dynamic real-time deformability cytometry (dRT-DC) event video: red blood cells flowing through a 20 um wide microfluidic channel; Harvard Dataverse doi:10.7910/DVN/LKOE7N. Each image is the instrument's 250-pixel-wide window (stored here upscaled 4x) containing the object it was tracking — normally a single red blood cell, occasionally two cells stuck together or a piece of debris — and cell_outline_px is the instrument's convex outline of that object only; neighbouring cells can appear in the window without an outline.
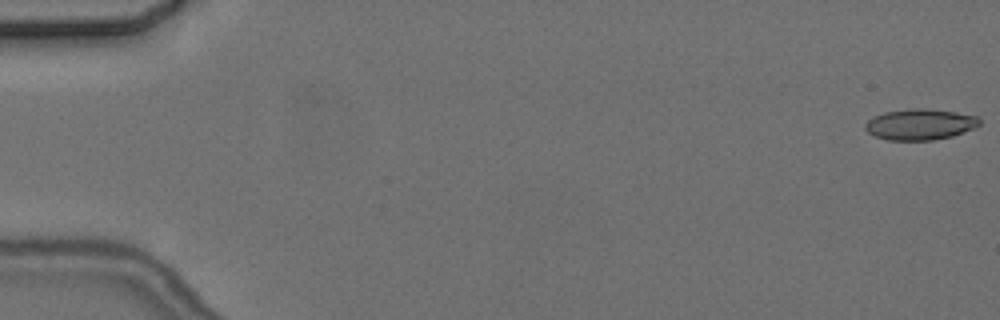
{"species": "common noctule bat (a hibernating species)", "species_latin": "Nyctalus noctula", "temperature_condition": "cold", "stored_images_in_passage": 5, "camera_frame_rate_fps": 3000, "um_per_image_px": 0.085, "animal": {"sex": "female", "body_mass_g": 24.6, "forearm_length_mm": 56.2}, "frame": {"image": 1, "passage_image": 1, "time_ms": 0.0, "image_size_px": [1000, 320], "cell_outline_px": [[980, 124], [976, 128], [952, 136], [932, 140], [888, 140], [876, 136], [868, 132], [864, 128], [864, 124], [868, 120], [884, 112], [912, 108], [924, 108], [956, 112], [976, 116], [980, 120]], "centroid_in_image_um": [78.21, 10.57], "position_along_channel_um": 6.8, "area_um2": 20.58}}
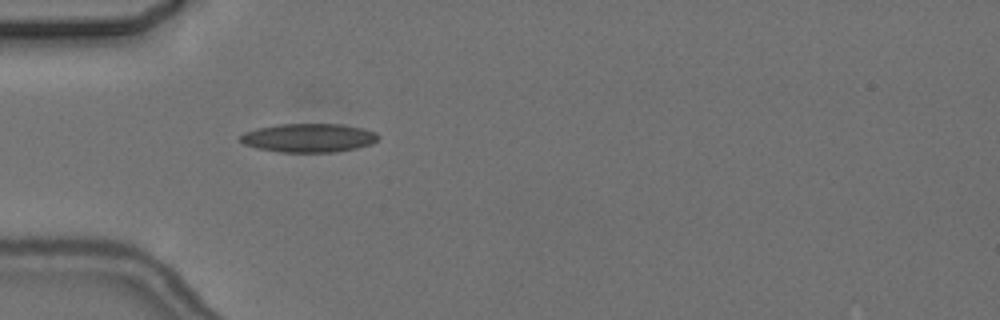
{"frame": {"image": 2, "passage_image": 5, "time_ms": 5.667, "image_size_px": [1000, 320], "cell_outline_px": [[380, 136], [372, 144], [356, 148], [332, 152], [280, 152], [256, 148], [244, 144], [240, 140], [240, 136], [244, 132], [256, 128], [280, 124], [340, 124], [360, 128], [376, 132]], "centroid_in_image_um": [26.22, 11.72], "position_along_channel_um": 58.8, "area_um2": 23.0}}